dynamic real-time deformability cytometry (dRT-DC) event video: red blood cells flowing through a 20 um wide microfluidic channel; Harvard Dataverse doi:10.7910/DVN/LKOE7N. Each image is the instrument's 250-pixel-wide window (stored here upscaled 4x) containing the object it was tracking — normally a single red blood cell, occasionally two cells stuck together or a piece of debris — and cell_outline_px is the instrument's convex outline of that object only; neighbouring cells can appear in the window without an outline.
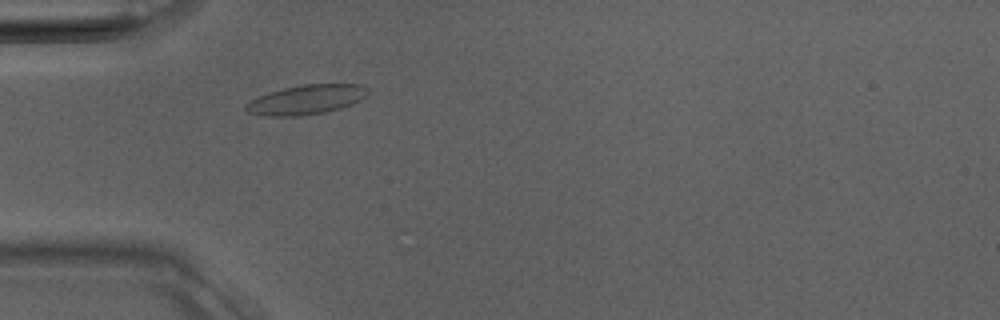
{"species": "Egyptian fruit bat (a non-hibernating species)", "species_latin": "Rousettus aegyptiacus", "temperature_condition": "room temperature", "stored_images_in_passage": 27, "camera_frame_rate_fps": 3000, "um_per_image_px": 0.085, "animal": {"sex": "male"}, "frame": {"image": 1, "passage_image": 1, "time_ms": 0.0, "image_size_px": [1000, 320], "cell_outline_px": [[368, 96], [360, 100], [340, 108], [324, 112], [300, 116], [268, 116], [248, 112], [244, 108], [244, 104], [268, 92], [284, 88], [304, 84], [360, 84], [368, 88]], "centroid_in_image_um": [26.05, 8.46], "position_along_channel_um": 59.0, "area_um2": 20.87}}
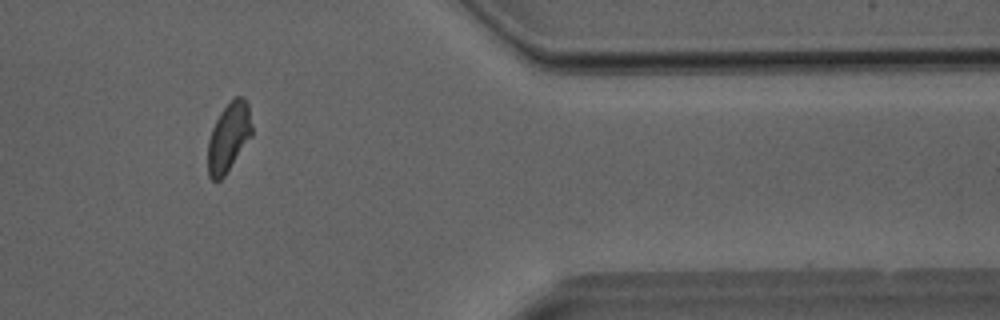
{"frame": {"image": 2, "passage_image": 21, "time_ms": 6.667, "image_size_px": [1000, 320], "cell_outline_px": [[252, 136], [224, 176], [220, 180], [212, 180], [208, 176], [208, 140], [212, 128], [220, 112], [236, 96], [244, 96], [248, 100], [252, 124]], "centroid_in_image_um": [19.45, 11.64], "position_along_channel_um": 391.9, "area_um2": 17.8}}
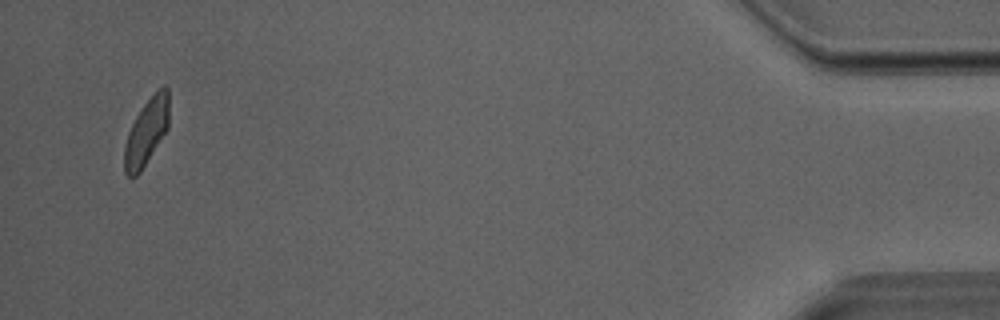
{"frame": {"image": 3, "passage_image": 26, "time_ms": 8.333, "image_size_px": [1000, 320], "cell_outline_px": [[168, 128], [140, 172], [136, 176], [128, 176], [124, 172], [124, 148], [128, 132], [140, 108], [164, 84], [168, 88]], "centroid_in_image_um": [12.44, 11.22], "position_along_channel_um": 422.8, "area_um2": 16.99}}